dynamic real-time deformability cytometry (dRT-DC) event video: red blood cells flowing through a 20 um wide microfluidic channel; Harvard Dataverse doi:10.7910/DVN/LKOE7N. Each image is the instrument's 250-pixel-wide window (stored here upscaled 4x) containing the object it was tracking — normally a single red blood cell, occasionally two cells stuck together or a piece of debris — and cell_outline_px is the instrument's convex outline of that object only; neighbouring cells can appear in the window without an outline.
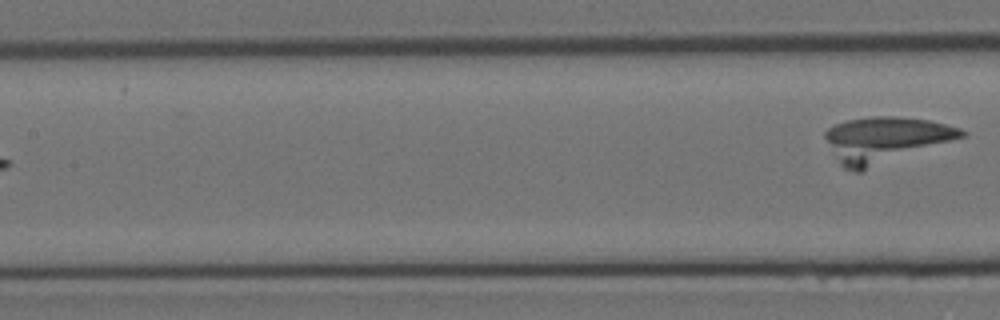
{"species": "Egyptian fruit bat (a non-hibernating species)", "species_latin": "Rousettus aegyptiacus", "temperature_condition": "room temperature", "stored_images_in_passage": 10, "segment_of_instrument_passage": [2, 2], "camera_frame_rate_fps": 3000, "um_per_image_px": 0.085, "animal": {"sex": "female"}, "frame": {"image": 1, "passage_image": 10, "time_ms": 3.0, "image_size_px": [1000, 320], "cell_outline_px": [[968, 132], [964, 136], [860, 172], [856, 172], [844, 168], [840, 164], [824, 136], [824, 132], [828, 128], [836, 124], [848, 120], [872, 116], [896, 116], [928, 120], [960, 128]], "centroid_in_image_um": [75.22, 11.87], "position_along_channel_um": 132.2, "area_um2": 35.78}}